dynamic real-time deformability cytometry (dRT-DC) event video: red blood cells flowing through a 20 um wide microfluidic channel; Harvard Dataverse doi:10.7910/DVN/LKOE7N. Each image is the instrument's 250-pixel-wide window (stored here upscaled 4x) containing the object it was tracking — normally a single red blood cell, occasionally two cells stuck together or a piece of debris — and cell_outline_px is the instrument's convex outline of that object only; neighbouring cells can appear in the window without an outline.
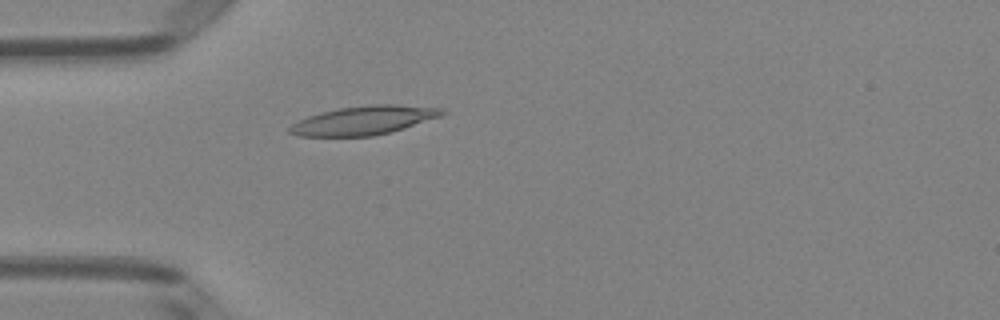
{"species": "Egyptian fruit bat (a non-hibernating species)", "species_latin": "Rousettus aegyptiacus", "temperature_condition": "room temperature", "stored_images_in_passage": 37, "camera_frame_rate_fps": 3000, "um_per_image_px": 0.085, "animal": {"sex": "female"}, "frame": {"image": 1, "passage_image": 1, "time_ms": 0.0, "image_size_px": [1000, 320], "cell_outline_px": [[448, 112], [440, 116], [392, 132], [372, 136], [300, 136], [288, 132], [288, 128], [292, 124], [308, 116], [340, 108], [372, 104], [396, 104], [444, 108]], "centroid_in_image_um": [30.96, 10.22], "position_along_channel_um": 54.0, "area_um2": 25.43}}
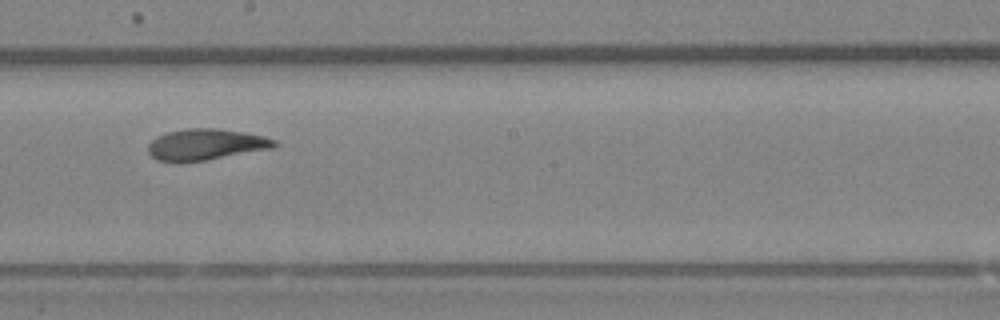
{"frame": {"image": 2, "passage_image": 15, "time_ms": 4.667, "image_size_px": [1000, 320], "cell_outline_px": [[276, 144], [272, 148], [204, 160], [176, 164], [156, 160], [148, 152], [148, 144], [156, 136], [168, 132], [188, 128], [216, 128], [244, 132], [264, 136], [276, 140]], "centroid_in_image_um": [17.42, 12.29], "position_along_channel_um": 230.8, "area_um2": 23.06}}
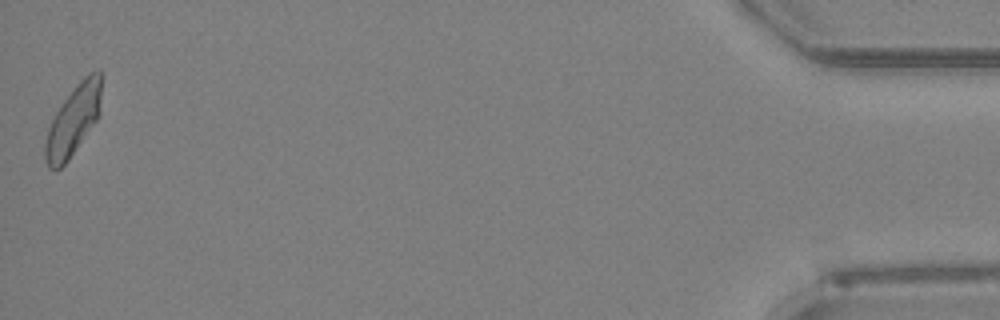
{"frame": {"image": 3, "passage_image": 37, "time_ms": 12.0, "image_size_px": [1000, 320], "cell_outline_px": [[104, 76], [100, 112], [96, 120], [68, 160], [60, 168], [48, 168], [44, 160], [44, 144], [48, 128], [56, 112], [64, 100], [76, 84], [88, 72], [104, 72]], "centroid_in_image_um": [6.26, 10.18], "position_along_channel_um": 428.9, "area_um2": 23.12}, "authors_computed_cell_mechanics": {"area_um2": 22.7732, "velocity_mm_per_s": 3.9531, "shape_relaxation_time_tau1_ms": 7.6077, "shape_relaxation_time_tau2_ms": 2.5641, "deformation_change_tau1": 0.2119, "deformation_change_tau2": 0.0954}}